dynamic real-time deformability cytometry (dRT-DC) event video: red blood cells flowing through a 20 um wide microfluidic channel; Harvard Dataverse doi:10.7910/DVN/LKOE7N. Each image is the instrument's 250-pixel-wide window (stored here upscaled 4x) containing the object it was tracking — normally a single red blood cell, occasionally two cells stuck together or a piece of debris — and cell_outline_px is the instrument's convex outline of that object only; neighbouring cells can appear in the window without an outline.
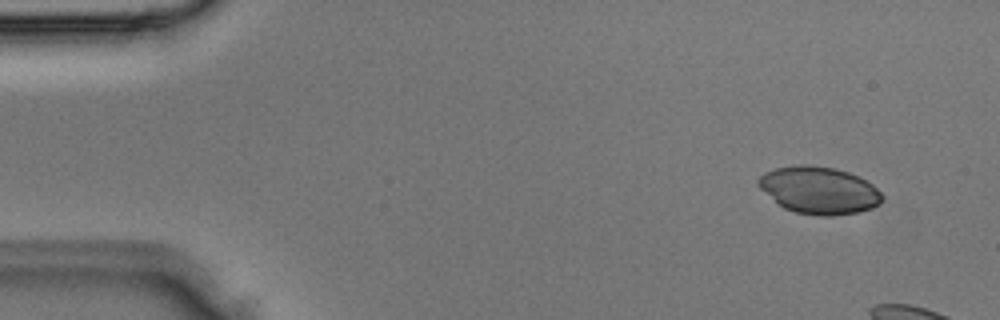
{"species": "Egyptian fruit bat (a non-hibernating species)", "species_latin": "Rousettus aegyptiacus", "temperature_condition": "room temperature", "stored_images_in_passage": 4, "camera_frame_rate_fps": 3000, "um_per_image_px": 0.085, "animal": {"sex": "male"}, "frame": {"image": 1, "passage_image": 1, "time_ms": 0.0, "image_size_px": [1000, 320], "cell_outline_px": [[884, 200], [880, 204], [872, 208], [856, 212], [832, 216], [820, 216], [796, 212], [784, 208], [776, 204], [756, 184], [756, 180], [764, 172], [776, 168], [796, 164], [808, 164], [836, 168], [848, 172], [872, 184], [884, 196]], "centroid_in_image_um": [69.59, 16.17], "position_along_channel_um": 15.4, "area_um2": 34.33}}